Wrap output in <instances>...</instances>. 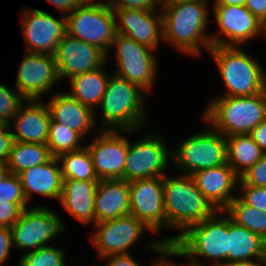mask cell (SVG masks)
Returning <instances> with one entry per match:
<instances>
[{"instance_id": "obj_42", "label": "cell", "mask_w": 266, "mask_h": 266, "mask_svg": "<svg viewBox=\"0 0 266 266\" xmlns=\"http://www.w3.org/2000/svg\"><path fill=\"white\" fill-rule=\"evenodd\" d=\"M102 259H108L106 266H142L130 253L112 254Z\"/></svg>"}, {"instance_id": "obj_43", "label": "cell", "mask_w": 266, "mask_h": 266, "mask_svg": "<svg viewBox=\"0 0 266 266\" xmlns=\"http://www.w3.org/2000/svg\"><path fill=\"white\" fill-rule=\"evenodd\" d=\"M244 6L266 26V0H246Z\"/></svg>"}, {"instance_id": "obj_35", "label": "cell", "mask_w": 266, "mask_h": 266, "mask_svg": "<svg viewBox=\"0 0 266 266\" xmlns=\"http://www.w3.org/2000/svg\"><path fill=\"white\" fill-rule=\"evenodd\" d=\"M0 201L18 203L23 209L29 208L18 175L10 173L0 182Z\"/></svg>"}, {"instance_id": "obj_15", "label": "cell", "mask_w": 266, "mask_h": 266, "mask_svg": "<svg viewBox=\"0 0 266 266\" xmlns=\"http://www.w3.org/2000/svg\"><path fill=\"white\" fill-rule=\"evenodd\" d=\"M25 8L20 11V19L26 51L53 56L58 43L67 34L66 16L57 19L43 10Z\"/></svg>"}, {"instance_id": "obj_1", "label": "cell", "mask_w": 266, "mask_h": 266, "mask_svg": "<svg viewBox=\"0 0 266 266\" xmlns=\"http://www.w3.org/2000/svg\"><path fill=\"white\" fill-rule=\"evenodd\" d=\"M208 0H194L170 6H161L163 17V43L181 53L200 57L202 48L207 52L212 47ZM209 11V12H208ZM208 32V33H207Z\"/></svg>"}, {"instance_id": "obj_23", "label": "cell", "mask_w": 266, "mask_h": 266, "mask_svg": "<svg viewBox=\"0 0 266 266\" xmlns=\"http://www.w3.org/2000/svg\"><path fill=\"white\" fill-rule=\"evenodd\" d=\"M18 177L28 204L35 194L60 201L63 178L57 157L20 172Z\"/></svg>"}, {"instance_id": "obj_44", "label": "cell", "mask_w": 266, "mask_h": 266, "mask_svg": "<svg viewBox=\"0 0 266 266\" xmlns=\"http://www.w3.org/2000/svg\"><path fill=\"white\" fill-rule=\"evenodd\" d=\"M147 247L154 251L158 256V261H152L149 266H165V249L168 247L160 238L158 240L148 241ZM149 245V246H148Z\"/></svg>"}, {"instance_id": "obj_22", "label": "cell", "mask_w": 266, "mask_h": 266, "mask_svg": "<svg viewBox=\"0 0 266 266\" xmlns=\"http://www.w3.org/2000/svg\"><path fill=\"white\" fill-rule=\"evenodd\" d=\"M48 105L51 118L68 128L78 132L83 138L90 132L98 129L96 127L95 112L80 103L67 92H53Z\"/></svg>"}, {"instance_id": "obj_13", "label": "cell", "mask_w": 266, "mask_h": 266, "mask_svg": "<svg viewBox=\"0 0 266 266\" xmlns=\"http://www.w3.org/2000/svg\"><path fill=\"white\" fill-rule=\"evenodd\" d=\"M136 132L132 130H98L94 136L90 137L92 142H89L86 147L99 180H124V168L128 154V137L125 135L136 134Z\"/></svg>"}, {"instance_id": "obj_51", "label": "cell", "mask_w": 266, "mask_h": 266, "mask_svg": "<svg viewBox=\"0 0 266 266\" xmlns=\"http://www.w3.org/2000/svg\"><path fill=\"white\" fill-rule=\"evenodd\" d=\"M189 1H194V0H161V6H170Z\"/></svg>"}, {"instance_id": "obj_20", "label": "cell", "mask_w": 266, "mask_h": 266, "mask_svg": "<svg viewBox=\"0 0 266 266\" xmlns=\"http://www.w3.org/2000/svg\"><path fill=\"white\" fill-rule=\"evenodd\" d=\"M11 121L15 141L47 144L51 115L45 101L25 99Z\"/></svg>"}, {"instance_id": "obj_37", "label": "cell", "mask_w": 266, "mask_h": 266, "mask_svg": "<svg viewBox=\"0 0 266 266\" xmlns=\"http://www.w3.org/2000/svg\"><path fill=\"white\" fill-rule=\"evenodd\" d=\"M238 185L266 187V153L240 176Z\"/></svg>"}, {"instance_id": "obj_29", "label": "cell", "mask_w": 266, "mask_h": 266, "mask_svg": "<svg viewBox=\"0 0 266 266\" xmlns=\"http://www.w3.org/2000/svg\"><path fill=\"white\" fill-rule=\"evenodd\" d=\"M52 157L46 144L15 141L6 163L10 173L18 175L24 170L46 163Z\"/></svg>"}, {"instance_id": "obj_30", "label": "cell", "mask_w": 266, "mask_h": 266, "mask_svg": "<svg viewBox=\"0 0 266 266\" xmlns=\"http://www.w3.org/2000/svg\"><path fill=\"white\" fill-rule=\"evenodd\" d=\"M63 180L99 181L86 144L81 149L66 152L58 157Z\"/></svg>"}, {"instance_id": "obj_41", "label": "cell", "mask_w": 266, "mask_h": 266, "mask_svg": "<svg viewBox=\"0 0 266 266\" xmlns=\"http://www.w3.org/2000/svg\"><path fill=\"white\" fill-rule=\"evenodd\" d=\"M11 247H14L11 228L0 227V266H3L10 256Z\"/></svg>"}, {"instance_id": "obj_18", "label": "cell", "mask_w": 266, "mask_h": 266, "mask_svg": "<svg viewBox=\"0 0 266 266\" xmlns=\"http://www.w3.org/2000/svg\"><path fill=\"white\" fill-rule=\"evenodd\" d=\"M60 80L105 66L110 61L100 48L66 34L53 55ZM109 60V61H108Z\"/></svg>"}, {"instance_id": "obj_7", "label": "cell", "mask_w": 266, "mask_h": 266, "mask_svg": "<svg viewBox=\"0 0 266 266\" xmlns=\"http://www.w3.org/2000/svg\"><path fill=\"white\" fill-rule=\"evenodd\" d=\"M201 128L172 148V165L179 174L195 172L227 163L226 137L212 128Z\"/></svg>"}, {"instance_id": "obj_4", "label": "cell", "mask_w": 266, "mask_h": 266, "mask_svg": "<svg viewBox=\"0 0 266 266\" xmlns=\"http://www.w3.org/2000/svg\"><path fill=\"white\" fill-rule=\"evenodd\" d=\"M229 216L218 210L212 217L188 228L169 247L179 258L187 259L191 266H205L200 258L211 266L228 262Z\"/></svg>"}, {"instance_id": "obj_39", "label": "cell", "mask_w": 266, "mask_h": 266, "mask_svg": "<svg viewBox=\"0 0 266 266\" xmlns=\"http://www.w3.org/2000/svg\"><path fill=\"white\" fill-rule=\"evenodd\" d=\"M24 209L18 203L0 201V227L11 226L20 218Z\"/></svg>"}, {"instance_id": "obj_17", "label": "cell", "mask_w": 266, "mask_h": 266, "mask_svg": "<svg viewBox=\"0 0 266 266\" xmlns=\"http://www.w3.org/2000/svg\"><path fill=\"white\" fill-rule=\"evenodd\" d=\"M130 215L143 222L154 234L166 229L163 177L129 182Z\"/></svg>"}, {"instance_id": "obj_36", "label": "cell", "mask_w": 266, "mask_h": 266, "mask_svg": "<svg viewBox=\"0 0 266 266\" xmlns=\"http://www.w3.org/2000/svg\"><path fill=\"white\" fill-rule=\"evenodd\" d=\"M239 197L255 209L266 212V187L238 185Z\"/></svg>"}, {"instance_id": "obj_5", "label": "cell", "mask_w": 266, "mask_h": 266, "mask_svg": "<svg viewBox=\"0 0 266 266\" xmlns=\"http://www.w3.org/2000/svg\"><path fill=\"white\" fill-rule=\"evenodd\" d=\"M214 97L201 118L225 137L250 134L266 119V90L251 96Z\"/></svg>"}, {"instance_id": "obj_10", "label": "cell", "mask_w": 266, "mask_h": 266, "mask_svg": "<svg viewBox=\"0 0 266 266\" xmlns=\"http://www.w3.org/2000/svg\"><path fill=\"white\" fill-rule=\"evenodd\" d=\"M113 48L116 50L114 66L117 68L114 74L138 85L149 95L159 73L156 51L118 33Z\"/></svg>"}, {"instance_id": "obj_11", "label": "cell", "mask_w": 266, "mask_h": 266, "mask_svg": "<svg viewBox=\"0 0 266 266\" xmlns=\"http://www.w3.org/2000/svg\"><path fill=\"white\" fill-rule=\"evenodd\" d=\"M64 221L48 206L37 204L24 209L20 218L11 226L13 245L16 249L35 251L62 232L67 231Z\"/></svg>"}, {"instance_id": "obj_50", "label": "cell", "mask_w": 266, "mask_h": 266, "mask_svg": "<svg viewBox=\"0 0 266 266\" xmlns=\"http://www.w3.org/2000/svg\"><path fill=\"white\" fill-rule=\"evenodd\" d=\"M10 174L6 162L0 161V182Z\"/></svg>"}, {"instance_id": "obj_12", "label": "cell", "mask_w": 266, "mask_h": 266, "mask_svg": "<svg viewBox=\"0 0 266 266\" xmlns=\"http://www.w3.org/2000/svg\"><path fill=\"white\" fill-rule=\"evenodd\" d=\"M211 8L218 26L216 34H211L212 46L242 47L256 36L266 37V26L244 5H211Z\"/></svg>"}, {"instance_id": "obj_45", "label": "cell", "mask_w": 266, "mask_h": 266, "mask_svg": "<svg viewBox=\"0 0 266 266\" xmlns=\"http://www.w3.org/2000/svg\"><path fill=\"white\" fill-rule=\"evenodd\" d=\"M56 7L61 15L67 16L72 13L77 6L81 5L85 0H47Z\"/></svg>"}, {"instance_id": "obj_9", "label": "cell", "mask_w": 266, "mask_h": 266, "mask_svg": "<svg viewBox=\"0 0 266 266\" xmlns=\"http://www.w3.org/2000/svg\"><path fill=\"white\" fill-rule=\"evenodd\" d=\"M167 145L166 138L154 132L147 133L134 142L128 140L124 180L131 182L164 177L169 166L172 167V147Z\"/></svg>"}, {"instance_id": "obj_49", "label": "cell", "mask_w": 266, "mask_h": 266, "mask_svg": "<svg viewBox=\"0 0 266 266\" xmlns=\"http://www.w3.org/2000/svg\"><path fill=\"white\" fill-rule=\"evenodd\" d=\"M246 0H213L212 5H245Z\"/></svg>"}, {"instance_id": "obj_8", "label": "cell", "mask_w": 266, "mask_h": 266, "mask_svg": "<svg viewBox=\"0 0 266 266\" xmlns=\"http://www.w3.org/2000/svg\"><path fill=\"white\" fill-rule=\"evenodd\" d=\"M66 27L69 36L102 49L110 58L116 19L105 1L85 0L66 16Z\"/></svg>"}, {"instance_id": "obj_31", "label": "cell", "mask_w": 266, "mask_h": 266, "mask_svg": "<svg viewBox=\"0 0 266 266\" xmlns=\"http://www.w3.org/2000/svg\"><path fill=\"white\" fill-rule=\"evenodd\" d=\"M224 212L232 221L251 230L266 242V212L262 213L246 204L238 195Z\"/></svg>"}, {"instance_id": "obj_27", "label": "cell", "mask_w": 266, "mask_h": 266, "mask_svg": "<svg viewBox=\"0 0 266 266\" xmlns=\"http://www.w3.org/2000/svg\"><path fill=\"white\" fill-rule=\"evenodd\" d=\"M107 65L76 75L68 80L71 90L67 93L83 105L91 108L95 112V119L97 113L95 108H99L110 77L109 74H111L107 73L105 69H108Z\"/></svg>"}, {"instance_id": "obj_46", "label": "cell", "mask_w": 266, "mask_h": 266, "mask_svg": "<svg viewBox=\"0 0 266 266\" xmlns=\"http://www.w3.org/2000/svg\"><path fill=\"white\" fill-rule=\"evenodd\" d=\"M250 135L261 150L266 153V119L259 123Z\"/></svg>"}, {"instance_id": "obj_3", "label": "cell", "mask_w": 266, "mask_h": 266, "mask_svg": "<svg viewBox=\"0 0 266 266\" xmlns=\"http://www.w3.org/2000/svg\"><path fill=\"white\" fill-rule=\"evenodd\" d=\"M148 96L138 85L111 73L99 105V130L141 131L149 123L145 107Z\"/></svg>"}, {"instance_id": "obj_6", "label": "cell", "mask_w": 266, "mask_h": 266, "mask_svg": "<svg viewBox=\"0 0 266 266\" xmlns=\"http://www.w3.org/2000/svg\"><path fill=\"white\" fill-rule=\"evenodd\" d=\"M243 47L213 45L209 49L227 88L217 96H251L266 90L265 69Z\"/></svg>"}, {"instance_id": "obj_16", "label": "cell", "mask_w": 266, "mask_h": 266, "mask_svg": "<svg viewBox=\"0 0 266 266\" xmlns=\"http://www.w3.org/2000/svg\"><path fill=\"white\" fill-rule=\"evenodd\" d=\"M92 226L93 231L96 230L90 235V239L100 259L112 254L130 253V248L137 244L140 237L142 238L141 235L147 231L153 233L133 215L103 221Z\"/></svg>"}, {"instance_id": "obj_40", "label": "cell", "mask_w": 266, "mask_h": 266, "mask_svg": "<svg viewBox=\"0 0 266 266\" xmlns=\"http://www.w3.org/2000/svg\"><path fill=\"white\" fill-rule=\"evenodd\" d=\"M14 143L15 139L9 124H2L0 126V161L6 162L8 160Z\"/></svg>"}, {"instance_id": "obj_48", "label": "cell", "mask_w": 266, "mask_h": 266, "mask_svg": "<svg viewBox=\"0 0 266 266\" xmlns=\"http://www.w3.org/2000/svg\"><path fill=\"white\" fill-rule=\"evenodd\" d=\"M172 258H178L177 257V254L168 246L166 249H165V266H191L189 264H178L177 262H174L172 260H169ZM168 258V259H167Z\"/></svg>"}, {"instance_id": "obj_19", "label": "cell", "mask_w": 266, "mask_h": 266, "mask_svg": "<svg viewBox=\"0 0 266 266\" xmlns=\"http://www.w3.org/2000/svg\"><path fill=\"white\" fill-rule=\"evenodd\" d=\"M116 19V31L134 39L154 51L163 41V17L161 9H112ZM161 40V41H160Z\"/></svg>"}, {"instance_id": "obj_2", "label": "cell", "mask_w": 266, "mask_h": 266, "mask_svg": "<svg viewBox=\"0 0 266 266\" xmlns=\"http://www.w3.org/2000/svg\"><path fill=\"white\" fill-rule=\"evenodd\" d=\"M163 199L166 228L178 234L161 237L170 246L191 226L212 217L218 210L205 198L197 188L190 175L179 174L163 177Z\"/></svg>"}, {"instance_id": "obj_26", "label": "cell", "mask_w": 266, "mask_h": 266, "mask_svg": "<svg viewBox=\"0 0 266 266\" xmlns=\"http://www.w3.org/2000/svg\"><path fill=\"white\" fill-rule=\"evenodd\" d=\"M266 259V242L229 217L228 262Z\"/></svg>"}, {"instance_id": "obj_24", "label": "cell", "mask_w": 266, "mask_h": 266, "mask_svg": "<svg viewBox=\"0 0 266 266\" xmlns=\"http://www.w3.org/2000/svg\"><path fill=\"white\" fill-rule=\"evenodd\" d=\"M96 223L130 215L129 182L123 179L99 180L95 194Z\"/></svg>"}, {"instance_id": "obj_28", "label": "cell", "mask_w": 266, "mask_h": 266, "mask_svg": "<svg viewBox=\"0 0 266 266\" xmlns=\"http://www.w3.org/2000/svg\"><path fill=\"white\" fill-rule=\"evenodd\" d=\"M226 143L227 164L239 177L264 155L250 134L228 136Z\"/></svg>"}, {"instance_id": "obj_14", "label": "cell", "mask_w": 266, "mask_h": 266, "mask_svg": "<svg viewBox=\"0 0 266 266\" xmlns=\"http://www.w3.org/2000/svg\"><path fill=\"white\" fill-rule=\"evenodd\" d=\"M25 52L19 63L14 89L26 100H43L60 81L56 62L49 54Z\"/></svg>"}, {"instance_id": "obj_47", "label": "cell", "mask_w": 266, "mask_h": 266, "mask_svg": "<svg viewBox=\"0 0 266 266\" xmlns=\"http://www.w3.org/2000/svg\"><path fill=\"white\" fill-rule=\"evenodd\" d=\"M220 266H266V259H259L254 261L226 262Z\"/></svg>"}, {"instance_id": "obj_32", "label": "cell", "mask_w": 266, "mask_h": 266, "mask_svg": "<svg viewBox=\"0 0 266 266\" xmlns=\"http://www.w3.org/2000/svg\"><path fill=\"white\" fill-rule=\"evenodd\" d=\"M83 138L78 132L68 128L67 126L55 122L52 118L49 124V136L47 146L53 157L75 151L84 147Z\"/></svg>"}, {"instance_id": "obj_34", "label": "cell", "mask_w": 266, "mask_h": 266, "mask_svg": "<svg viewBox=\"0 0 266 266\" xmlns=\"http://www.w3.org/2000/svg\"><path fill=\"white\" fill-rule=\"evenodd\" d=\"M24 100L16 89L9 88L0 82V122L10 124Z\"/></svg>"}, {"instance_id": "obj_21", "label": "cell", "mask_w": 266, "mask_h": 266, "mask_svg": "<svg viewBox=\"0 0 266 266\" xmlns=\"http://www.w3.org/2000/svg\"><path fill=\"white\" fill-rule=\"evenodd\" d=\"M191 176L200 192L217 210H224L237 196L233 192L236 188L238 190L240 177L227 163L199 170Z\"/></svg>"}, {"instance_id": "obj_33", "label": "cell", "mask_w": 266, "mask_h": 266, "mask_svg": "<svg viewBox=\"0 0 266 266\" xmlns=\"http://www.w3.org/2000/svg\"><path fill=\"white\" fill-rule=\"evenodd\" d=\"M66 257L64 250L48 245L24 252L18 262L20 266H66Z\"/></svg>"}, {"instance_id": "obj_25", "label": "cell", "mask_w": 266, "mask_h": 266, "mask_svg": "<svg viewBox=\"0 0 266 266\" xmlns=\"http://www.w3.org/2000/svg\"><path fill=\"white\" fill-rule=\"evenodd\" d=\"M99 181L63 180L59 203L81 224H96L95 194Z\"/></svg>"}, {"instance_id": "obj_38", "label": "cell", "mask_w": 266, "mask_h": 266, "mask_svg": "<svg viewBox=\"0 0 266 266\" xmlns=\"http://www.w3.org/2000/svg\"><path fill=\"white\" fill-rule=\"evenodd\" d=\"M111 9H161V0H105Z\"/></svg>"}]
</instances>
